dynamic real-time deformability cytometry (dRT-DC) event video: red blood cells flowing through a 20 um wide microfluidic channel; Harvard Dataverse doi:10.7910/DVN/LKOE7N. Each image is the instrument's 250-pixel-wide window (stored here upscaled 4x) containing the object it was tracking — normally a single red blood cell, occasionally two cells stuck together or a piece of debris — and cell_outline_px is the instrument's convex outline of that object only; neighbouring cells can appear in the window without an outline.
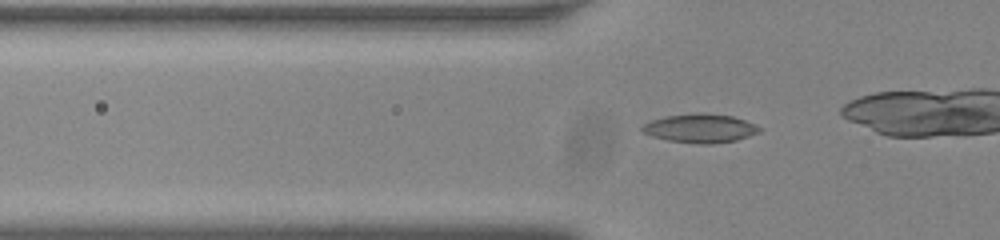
{"species": "common noctule bat (a hibernating species)", "species_latin": "Nyctalus noctula", "temperature_condition": "room temperature", "stored_images_in_passage": 38, "camera_frame_rate_fps": 3000, "um_per_image_px": 0.085, "animal": {"sex": "male", "body_mass_g": 20.0, "forearm_length_mm": 53.3}, "frame": {"image": 1, "passage_image": 13, "time_ms": 4.0, "image_size_px": [1000, 240], "cell_outline_px": [[764, 128], [760, 132], [736, 140], [712, 144], [696, 144], [668, 140], [652, 136], [644, 132], [640, 128], [644, 124], [652, 120], [668, 116], [704, 112], [732, 116], [756, 124]], "centroid_in_image_um": [59.57, 10.91], "position_along_channel_um": 66.2, "area_um2": 19.65}}
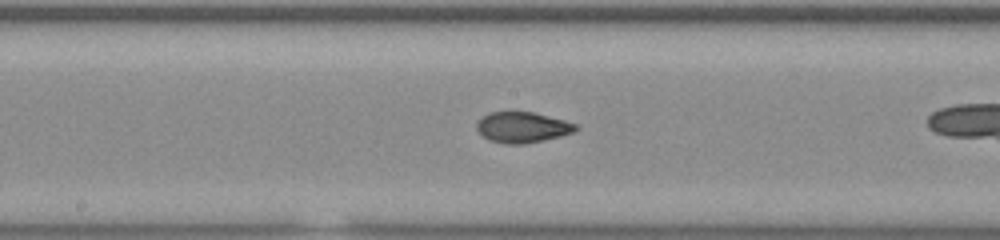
{"frame": {"image": 2, "passage_image": 24, "time_ms": 7.667, "image_size_px": [1000, 240], "cell_outline_px": [[580, 128], [576, 132], [544, 140], [524, 144], [504, 144], [488, 140], [476, 128], [476, 124], [488, 112], [532, 112], [564, 120], [576, 124]], "centroid_in_image_um": [44.43, 10.83], "position_along_channel_um": 203.8, "area_um2": 17.69}}
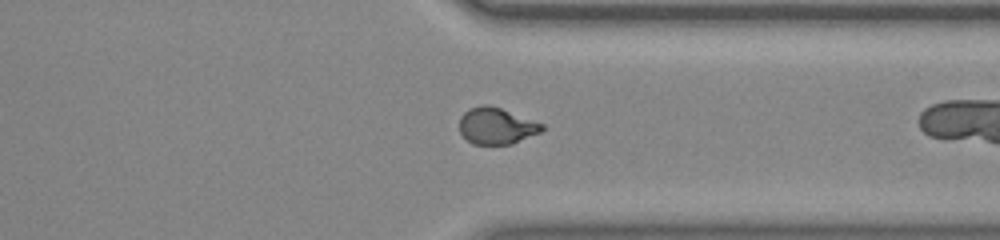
{"frame": {"image": 3, "passage_image": 37, "time_ms": 12.0, "image_size_px": [1000, 240], "cell_outline_px": [[544, 128], [540, 132], [512, 144], [472, 144], [460, 132], [460, 116], [468, 108], [480, 104], [488, 104], [500, 108], [544, 124]], "centroid_in_image_um": [42.17, 10.69], "position_along_channel_um": 369.2, "area_um2": 17.51}}